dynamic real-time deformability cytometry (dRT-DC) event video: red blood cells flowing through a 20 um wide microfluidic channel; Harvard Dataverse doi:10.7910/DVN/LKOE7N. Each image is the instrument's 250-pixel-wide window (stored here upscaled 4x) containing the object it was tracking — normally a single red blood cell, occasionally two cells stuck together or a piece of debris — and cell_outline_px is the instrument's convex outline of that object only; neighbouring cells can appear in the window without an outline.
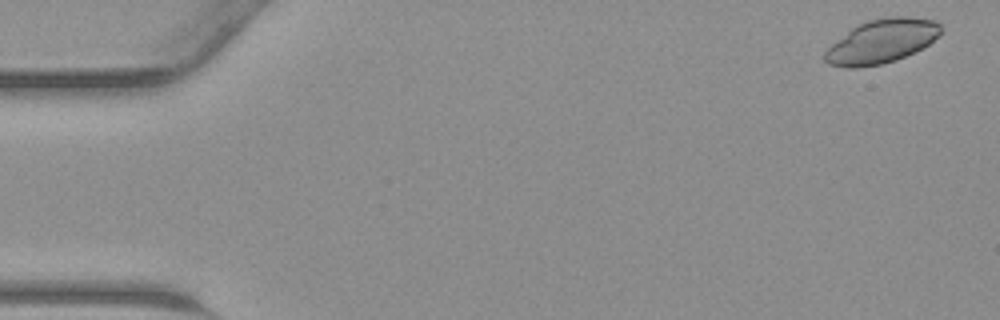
{"species": "common noctule bat (a hibernating species)", "species_latin": "Nyctalus noctula", "temperature_condition": "warm", "stored_images_in_passage": 45, "camera_frame_rate_fps": 3000, "um_per_image_px": 0.085, "animal": {"sex": "male", "body_mass_g": 23.1, "forearm_length_mm": 52.7}, "frame": {"image": 1, "passage_image": 1, "time_ms": 0.0, "image_size_px": [1000, 320], "cell_outline_px": [[940, 36], [916, 52], [896, 60], [880, 64], [856, 68], [844, 68], [828, 64], [824, 60], [824, 52], [832, 44], [856, 24], [868, 20], [888, 16], [908, 16], [936, 20], [940, 24]], "centroid_in_image_um": [74.94, 3.5], "position_along_channel_um": 10.1, "area_um2": 29.88}}